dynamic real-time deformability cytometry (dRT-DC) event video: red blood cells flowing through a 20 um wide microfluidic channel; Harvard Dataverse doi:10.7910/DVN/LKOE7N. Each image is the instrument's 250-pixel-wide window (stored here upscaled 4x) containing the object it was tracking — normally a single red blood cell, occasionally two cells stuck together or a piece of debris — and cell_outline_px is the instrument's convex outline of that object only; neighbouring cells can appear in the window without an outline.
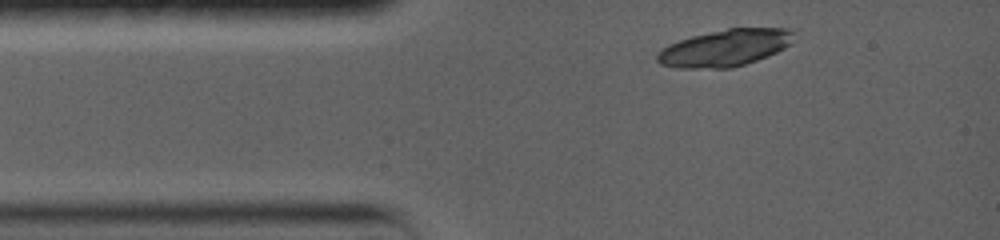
{"species": "common noctule bat (a hibernating species)", "species_latin": "Nyctalus noctula", "temperature_condition": "warm", "stored_images_in_passage": 2, "camera_frame_rate_fps": 5000, "um_per_image_px": 0.085, "animal": {"sex": "female", "body_mass_g": 19.0, "forearm_length_mm": 56.7}, "frame": {"image": 1, "passage_image": 1, "time_ms": 0.0, "image_size_px": [1000, 240], "cell_outline_px": [[796, 40], [792, 44], [768, 56], [732, 68], [680, 68], [660, 64], [656, 60], [656, 52], [660, 48], [668, 44], [692, 36], [728, 28], [788, 28], [796, 32]], "centroid_in_image_um": [61.65, 4.06], "position_along_channel_um": 23.3, "area_um2": 29.65}}